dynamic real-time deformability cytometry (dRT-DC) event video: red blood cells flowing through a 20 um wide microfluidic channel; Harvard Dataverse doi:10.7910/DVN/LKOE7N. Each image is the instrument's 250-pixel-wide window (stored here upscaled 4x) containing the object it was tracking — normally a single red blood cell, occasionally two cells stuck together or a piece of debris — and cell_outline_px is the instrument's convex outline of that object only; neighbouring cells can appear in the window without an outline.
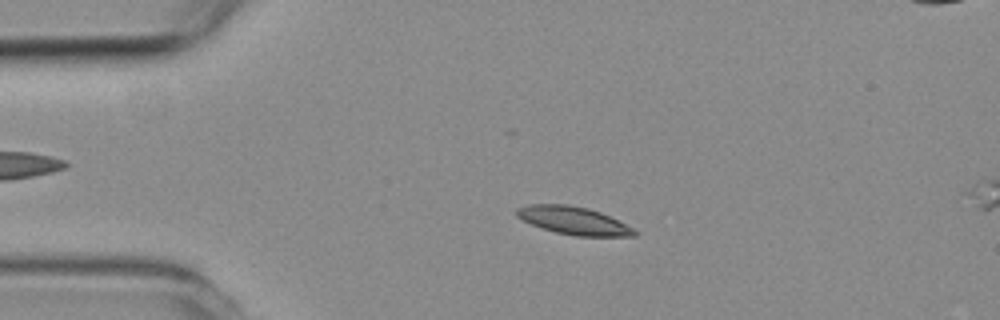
{"species": "common noctule bat (a hibernating species)", "species_latin": "Nyctalus noctula", "temperature_condition": "room temperature", "stored_images_in_passage": 6, "camera_frame_rate_fps": 3000, "um_per_image_px": 0.085, "animal": {"sex": "female", "body_mass_g": 19.3, "forearm_length_mm": 54.1}, "frame": {"image": 1, "passage_image": 5, "time_ms": 5.333, "image_size_px": [1000, 320], "cell_outline_px": [[640, 232], [636, 236], [576, 236], [556, 232], [532, 224], [516, 216], [516, 208], [528, 204], [568, 204], [588, 208], [600, 212]], "centroid_in_image_um": [48.75, 18.74], "position_along_channel_um": 36.3, "area_um2": 18.9}}